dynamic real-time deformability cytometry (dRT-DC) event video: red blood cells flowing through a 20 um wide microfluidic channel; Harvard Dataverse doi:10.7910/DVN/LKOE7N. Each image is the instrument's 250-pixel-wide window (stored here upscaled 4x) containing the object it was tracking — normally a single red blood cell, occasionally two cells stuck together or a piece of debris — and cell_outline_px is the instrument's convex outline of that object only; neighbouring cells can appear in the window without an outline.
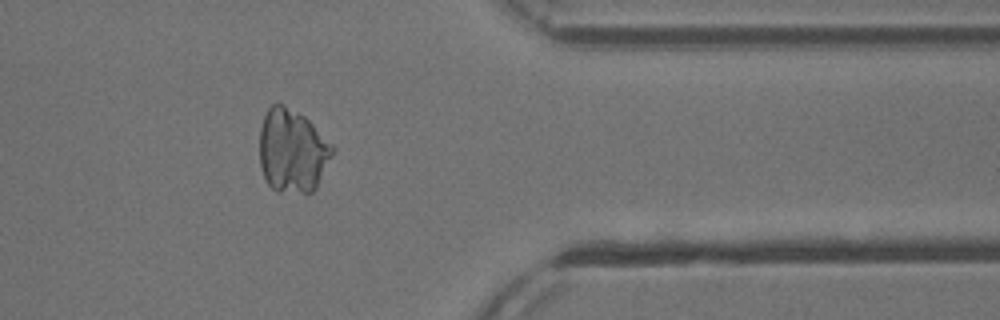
{"species": "common noctule bat (a hibernating species)", "species_latin": "Nyctalus noctula", "temperature_condition": "cold", "stored_images_in_passage": 47, "camera_frame_rate_fps": 3000, "um_per_image_px": 0.085, "animal": {"sex": "male", "body_mass_g": 13.3}, "frame": {"image": 1, "passage_image": 37, "time_ms": 12.0, "image_size_px": [1000, 320], "cell_outline_px": [[336, 148], [316, 188], [312, 192], [276, 192], [268, 184], [260, 168], [260, 128], [264, 116], [268, 108], [276, 100], [284, 104], [304, 116]], "centroid_in_image_um": [24.84, 12.81], "position_along_channel_um": 386.6, "area_um2": 35.66}}